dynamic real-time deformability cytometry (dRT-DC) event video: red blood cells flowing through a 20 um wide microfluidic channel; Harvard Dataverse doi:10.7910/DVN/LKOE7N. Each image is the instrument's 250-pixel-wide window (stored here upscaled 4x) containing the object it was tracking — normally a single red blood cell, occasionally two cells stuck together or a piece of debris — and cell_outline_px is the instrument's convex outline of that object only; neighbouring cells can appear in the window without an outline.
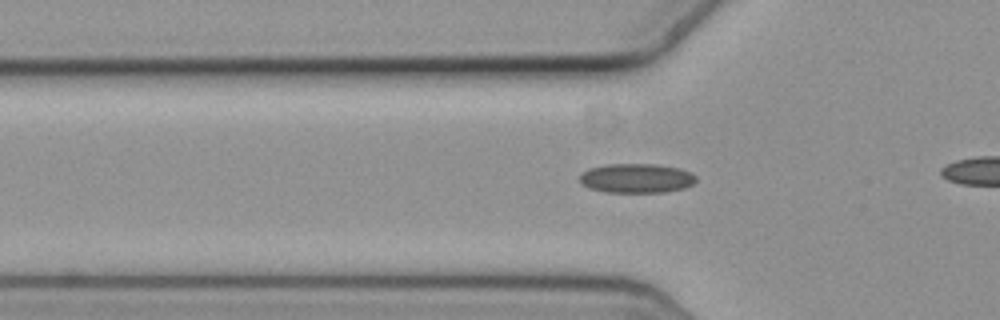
{"species": "common noctule bat (a hibernating species)", "species_latin": "Nyctalus noctula", "temperature_condition": "cold", "stored_images_in_passage": 45, "camera_frame_rate_fps": 3000, "um_per_image_px": 0.085, "animal": {"sex": "female", "body_mass_g": 19.3, "forearm_length_mm": 54.1}, "frame": {"image": 1, "passage_image": 18, "time_ms": 5.667, "image_size_px": [1000, 320], "cell_outline_px": [[696, 180], [692, 184], [684, 188], [664, 192], [604, 192], [588, 188], [580, 180], [580, 176], [588, 168], [608, 164], [656, 164], [680, 168], [692, 172], [696, 176]], "centroid_in_image_um": [54.12, 15.14], "position_along_channel_um": 71.7, "area_um2": 19.94}}
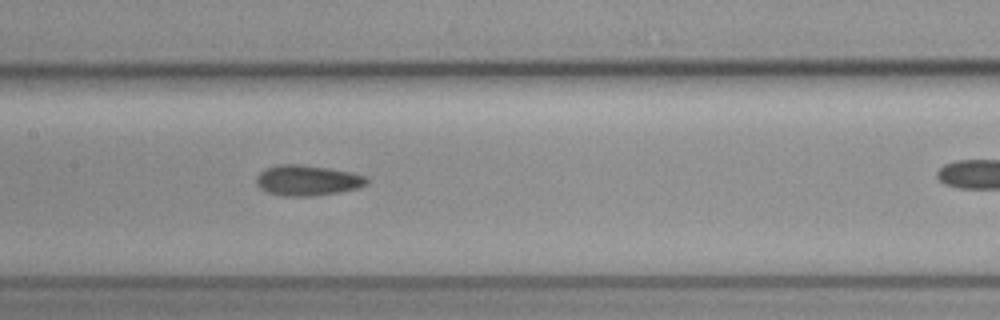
{"frame": {"image": 2, "passage_image": 27, "time_ms": 8.667, "image_size_px": [1000, 320], "cell_outline_px": [[368, 184], [356, 188], [340, 192], [316, 196], [280, 196], [268, 192], [260, 188], [256, 184], [256, 176], [264, 168], [276, 164], [300, 164], [328, 168], [352, 172], [364, 176], [368, 180]], "centroid_in_image_um": [26.09, 15.33], "position_along_channel_um": 181.3, "area_um2": 19.83}}
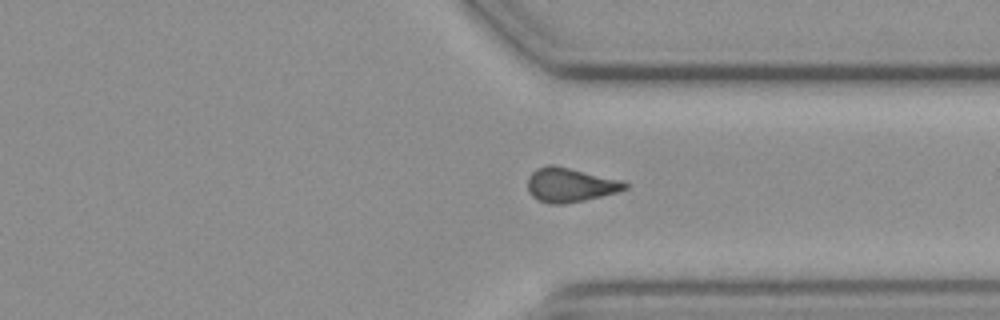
{"frame": {"image": 3, "passage_image": 42, "time_ms": 13.667, "image_size_px": [1000, 320], "cell_outline_px": [[628, 188], [616, 192], [584, 200], [564, 204], [548, 204], [536, 200], [528, 192], [528, 176], [536, 168], [548, 164], [552, 164], [620, 180], [628, 184]], "centroid_in_image_um": [48.4, 15.72], "position_along_channel_um": 363.0, "area_um2": 19.31}}